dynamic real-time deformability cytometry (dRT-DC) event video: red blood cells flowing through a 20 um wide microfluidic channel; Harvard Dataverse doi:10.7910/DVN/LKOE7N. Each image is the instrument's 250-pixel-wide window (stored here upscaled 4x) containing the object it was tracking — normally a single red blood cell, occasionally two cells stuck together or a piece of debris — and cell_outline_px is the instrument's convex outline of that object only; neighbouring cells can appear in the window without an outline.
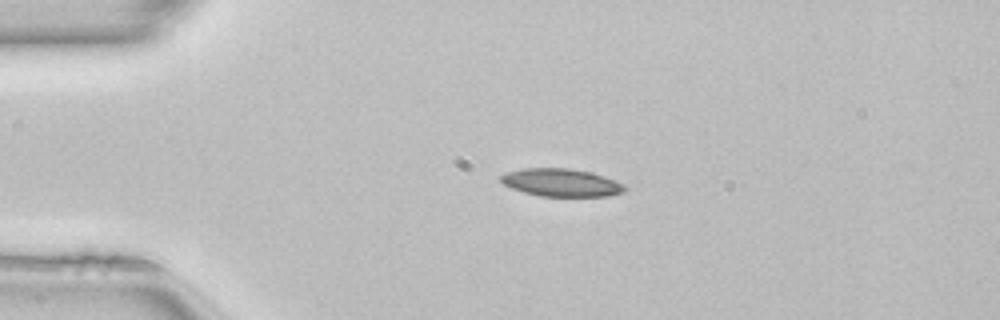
{"species": "common noctule bat (a hibernating species)", "species_latin": "Nyctalus noctula", "temperature_condition": "room temperature", "stored_images_in_passage": 40, "camera_frame_rate_fps": 3000, "um_per_image_px": 0.085, "animal": {"sex": "female", "body_mass_g": 22.7, "forearm_length_mm": 54.2}, "frame": {"image": 1, "passage_image": 1, "time_ms": 0.0, "image_size_px": [1000, 320], "cell_outline_px": [[628, 188], [624, 192], [608, 196], [540, 196], [524, 192], [512, 188], [504, 184], [500, 180], [500, 176], [508, 172], [524, 168], [568, 168], [592, 172], [604, 176], [624, 184]], "centroid_in_image_um": [47.74, 15.52], "position_along_channel_um": 37.3, "area_um2": 20.06}}